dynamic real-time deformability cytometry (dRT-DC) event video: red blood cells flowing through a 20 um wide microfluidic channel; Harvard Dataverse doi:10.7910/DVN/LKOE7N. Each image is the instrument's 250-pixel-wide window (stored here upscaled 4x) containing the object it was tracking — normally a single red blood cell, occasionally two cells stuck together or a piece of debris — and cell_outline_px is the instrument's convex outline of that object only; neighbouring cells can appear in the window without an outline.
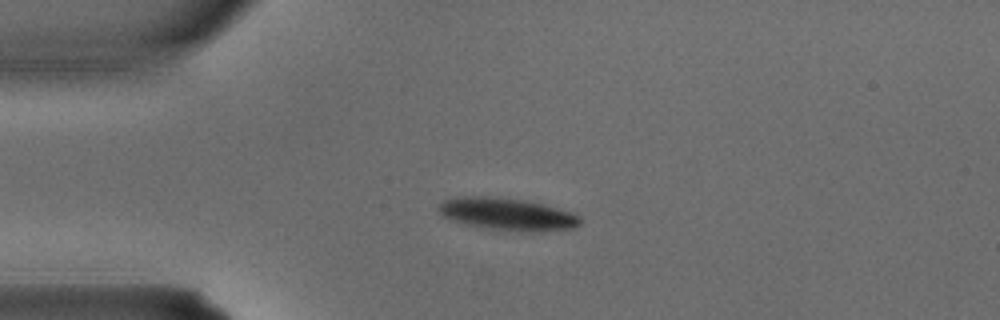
{"species": "common noctule bat (a hibernating species)", "species_latin": "Nyctalus noctula", "temperature_condition": "warm", "stored_images_in_passage": 2, "camera_frame_rate_fps": 3000, "um_per_image_px": 0.085, "animal": {"sex": "male", "body_mass_g": 15.6}, "frame": {"image": 1, "passage_image": 2, "time_ms": 0.333, "image_size_px": [1000, 320], "cell_outline_px": [[580, 224], [572, 228], [540, 232], [520, 232], [492, 228], [468, 224], [452, 220], [444, 216], [436, 208], [444, 200], [456, 196], [488, 196], [524, 200], [544, 204], [572, 212], [580, 216]], "centroid_in_image_um": [43.15, 18.19], "position_along_channel_um": 41.9, "area_um2": 26.59}}